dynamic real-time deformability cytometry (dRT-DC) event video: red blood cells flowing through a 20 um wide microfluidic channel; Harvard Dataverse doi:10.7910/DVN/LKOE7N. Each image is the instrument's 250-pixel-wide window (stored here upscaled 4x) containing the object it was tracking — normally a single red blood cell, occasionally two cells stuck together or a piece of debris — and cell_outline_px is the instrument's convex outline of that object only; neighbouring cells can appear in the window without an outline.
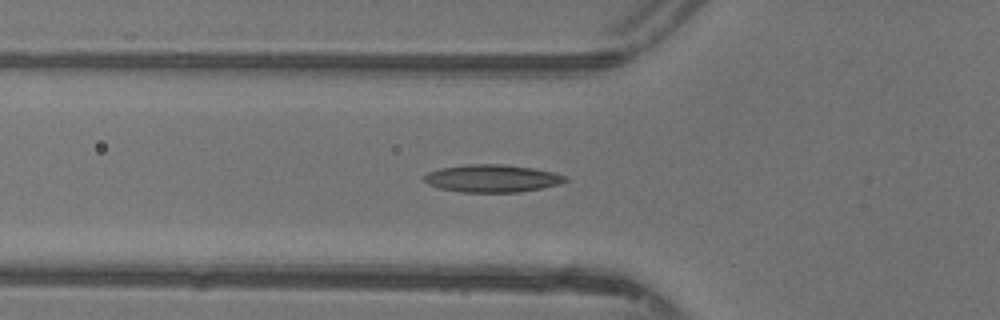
{"species": "common noctule bat (a hibernating species)", "species_latin": "Nyctalus noctula", "temperature_condition": "warm", "stored_images_in_passage": 32, "camera_frame_rate_fps": 3000, "um_per_image_px": 0.085, "animal": {"sex": "female"}, "frame": {"image": 1, "passage_image": 2, "time_ms": 0.333, "image_size_px": [1000, 320], "cell_outline_px": [[568, 180], [560, 184], [520, 192], [460, 192], [440, 188], [428, 184], [424, 180], [424, 176], [428, 172], [440, 168], [468, 164], [500, 164], [532, 168], [552, 172], [564, 176]], "centroid_in_image_um": [41.8, 15.16], "position_along_channel_um": 84.0, "area_um2": 22.48}}
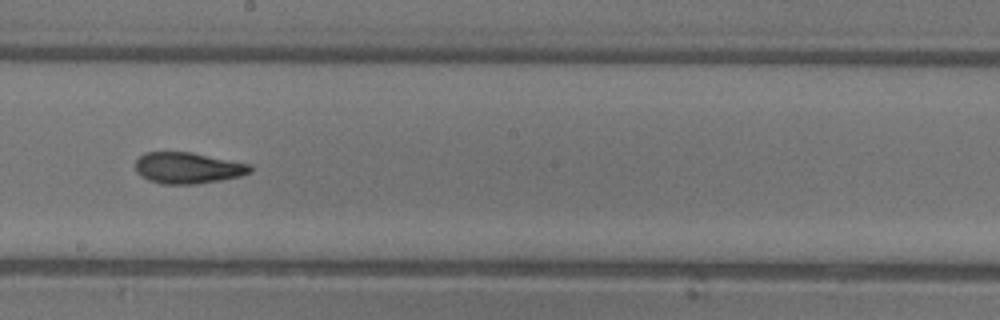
{"frame": {"image": 2, "passage_image": 12, "time_ms": 3.667, "image_size_px": [1000, 320], "cell_outline_px": [[252, 172], [240, 176], [220, 180], [196, 184], [160, 184], [148, 180], [140, 176], [136, 172], [136, 160], [144, 152], [192, 152], [252, 164]], "centroid_in_image_um": [15.97, 14.27], "position_along_channel_um": 232.2, "area_um2": 21.1}}
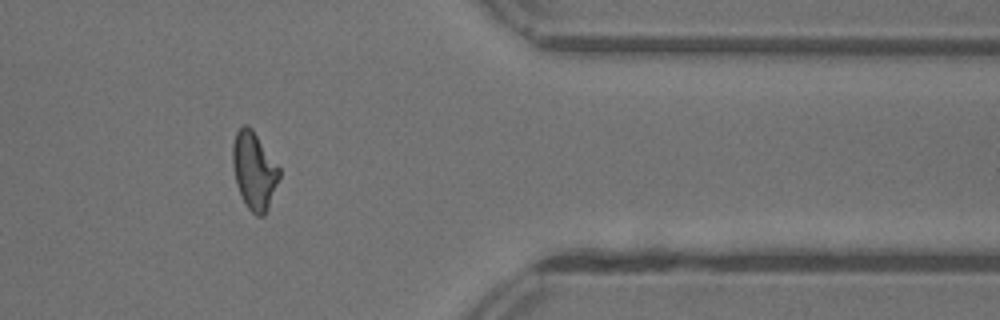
{"frame": {"image": 3, "passage_image": 24, "time_ms": 7.667, "image_size_px": [1000, 320], "cell_outline_px": [[280, 176], [268, 208], [264, 216], [256, 216], [244, 204], [236, 184], [232, 164], [232, 144], [236, 132], [244, 124], [248, 124], [252, 128], [280, 168]], "centroid_in_image_um": [21.59, 14.5], "position_along_channel_um": 389.8, "area_um2": 21.15}, "authors_computed_cell_mechanics": {"area_um2": 20.8658, "velocity_mm_per_s": 4.4134, "shape_relaxation_time_tau1_ms": null, "shape_relaxation_time_tau2_ms": 1.0983, "deformation_change_tau1": null, "deformation_change_tau2": 0.0905}}